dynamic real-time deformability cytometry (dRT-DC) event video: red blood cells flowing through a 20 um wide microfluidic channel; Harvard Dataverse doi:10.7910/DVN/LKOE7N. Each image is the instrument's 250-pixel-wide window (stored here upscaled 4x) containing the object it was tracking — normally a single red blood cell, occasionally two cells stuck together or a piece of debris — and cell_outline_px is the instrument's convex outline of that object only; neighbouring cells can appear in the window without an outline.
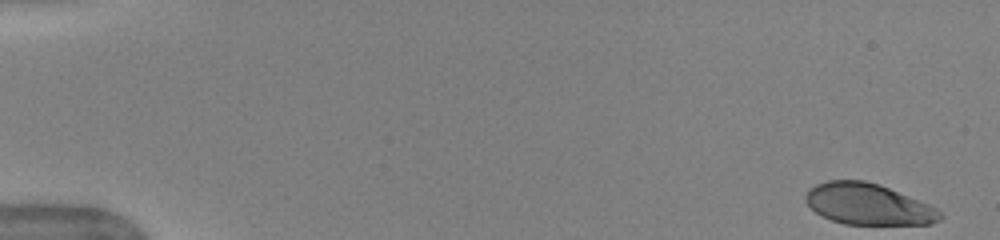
{"species": "human", "species_latin": "Homo sapiens", "temperature_condition": "warm", "stored_images_in_passage": 46, "camera_frame_rate_fps": 3000, "um_per_image_px": 0.085, "donor": {"sex": "female"}, "frame": {"image": 1, "passage_image": 1, "time_ms": 0.0, "image_size_px": [1000, 240], "cell_outline_px": [[944, 216], [940, 220], [932, 224], [844, 224], [832, 220], [816, 212], [804, 200], [804, 196], [808, 188], [816, 184], [828, 180], [864, 180], [888, 188], [928, 204], [936, 208]], "centroid_in_image_um": [73.77, 17.36], "position_along_channel_um": 11.2, "area_um2": 32.02}}
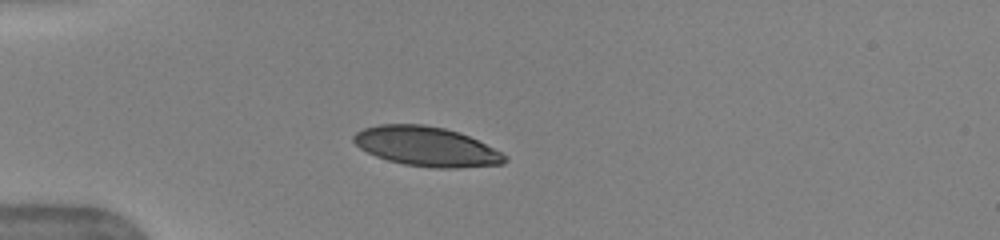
{"frame": {"image": 2, "passage_image": 14, "time_ms": 4.333, "image_size_px": [1000, 240], "cell_outline_px": [[508, 160], [504, 164], [456, 168], [432, 168], [404, 164], [388, 160], [376, 156], [360, 148], [352, 140], [352, 136], [356, 132], [364, 128], [380, 124], [424, 124], [444, 128], [460, 132], [508, 156]], "centroid_in_image_um": [36.24, 12.45], "position_along_channel_um": 48.8, "area_um2": 34.74}}
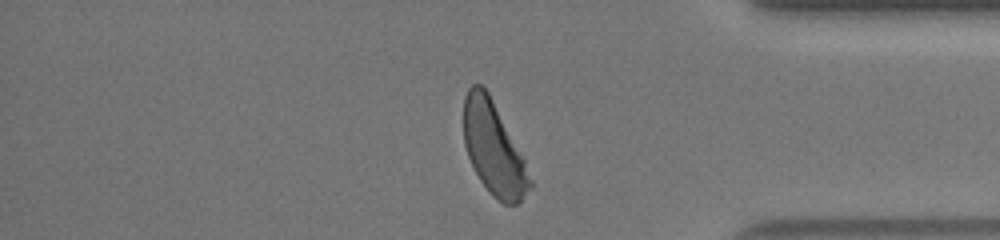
{"frame": {"image": 3, "passage_image": 43, "time_ms": 14.0, "image_size_px": [1000, 240], "cell_outline_px": [[532, 188], [516, 204], [504, 204], [492, 196], [480, 180], [468, 156], [464, 144], [464, 96], [468, 88], [472, 84], [480, 84], [488, 92], [524, 160], [532, 180]], "centroid_in_image_um": [41.95, 12.64], "position_along_channel_um": 393.3, "area_um2": 35.2}, "authors_computed_cell_mechanics": {"area_um2": 36.0383, "velocity_mm_per_s": 3.9455, "shape_relaxation_time_tau1_ms": 3.0167, "shape_relaxation_time_tau2_ms": null, "deformation_change_tau1": 0.1552, "deformation_change_tau2": null}}